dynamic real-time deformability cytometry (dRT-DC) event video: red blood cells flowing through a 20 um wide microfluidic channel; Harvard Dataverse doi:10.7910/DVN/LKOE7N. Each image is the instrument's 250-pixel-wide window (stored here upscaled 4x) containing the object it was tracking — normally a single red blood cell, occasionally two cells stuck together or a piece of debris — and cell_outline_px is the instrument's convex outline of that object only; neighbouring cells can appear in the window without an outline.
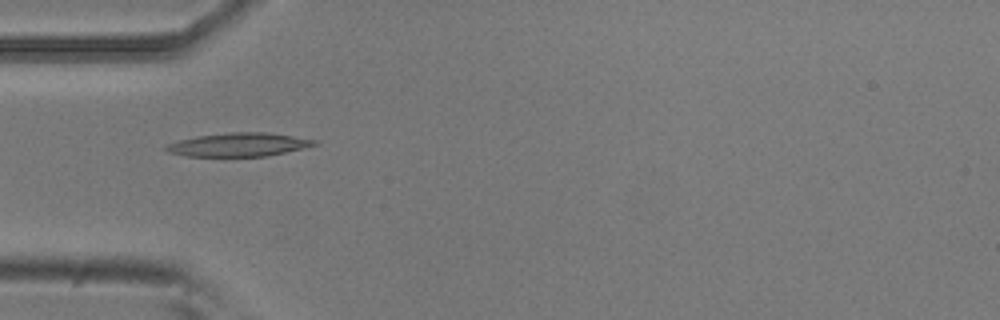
{"species": "common noctule bat (a hibernating species)", "species_latin": "Nyctalus noctula", "temperature_condition": "room temperature", "stored_images_in_passage": 53, "camera_frame_rate_fps": 3000, "um_per_image_px": 0.085, "animal": {"sex": "male", "body_mass_g": 20.5, "forearm_length_mm": 52.5}, "frame": {"image": 1, "passage_image": 16, "time_ms": 5.0, "image_size_px": [1000, 320], "cell_outline_px": [[320, 144], [268, 156], [188, 156], [168, 152], [164, 148], [168, 144], [180, 140], [200, 136], [232, 132], [268, 132], [316, 140]], "centroid_in_image_um": [20.33, 12.29], "position_along_channel_um": 64.7, "area_um2": 20.06}}
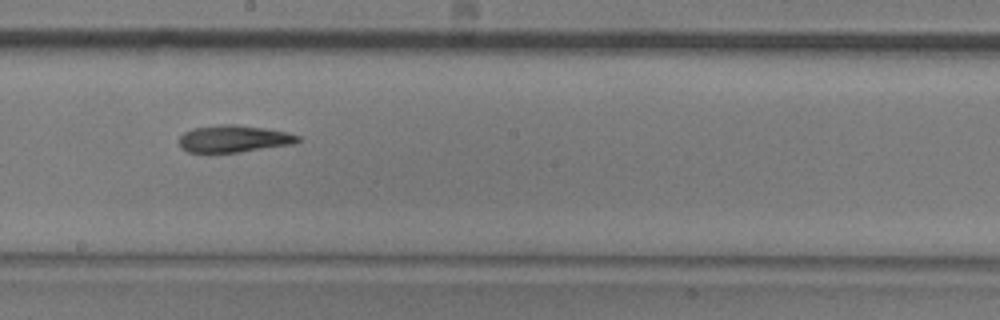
{"frame": {"image": 2, "passage_image": 29, "time_ms": 9.333, "image_size_px": [1000, 320], "cell_outline_px": [[300, 140], [296, 144], [240, 152], [208, 156], [188, 152], [180, 148], [180, 136], [184, 132], [192, 128], [224, 124], [236, 124], [264, 128], [288, 132], [300, 136]], "centroid_in_image_um": [19.83, 11.84], "position_along_channel_um": 228.4, "area_um2": 19.59}}
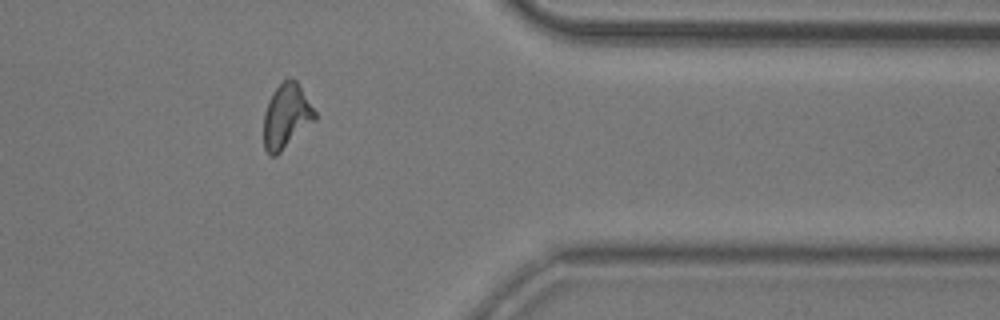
{"frame": {"image": 3, "passage_image": 43, "time_ms": 14.0, "image_size_px": [1000, 320], "cell_outline_px": [[316, 120], [276, 156], [268, 156], [264, 148], [264, 112], [268, 100], [272, 92], [288, 76], [296, 80], [316, 112]], "centroid_in_image_um": [24.33, 9.89], "position_along_channel_um": 387.1, "area_um2": 19.36}, "authors_computed_cell_mechanics": {"area_um2": 19.1318, "velocity_mm_per_s": 3.7596, "shape_relaxation_time_tau1_ms": 5.5992, "shape_relaxation_time_tau2_ms": 4.7431, "deformation_change_tau1": 0.1584, "deformation_change_tau2": 0.1392}}